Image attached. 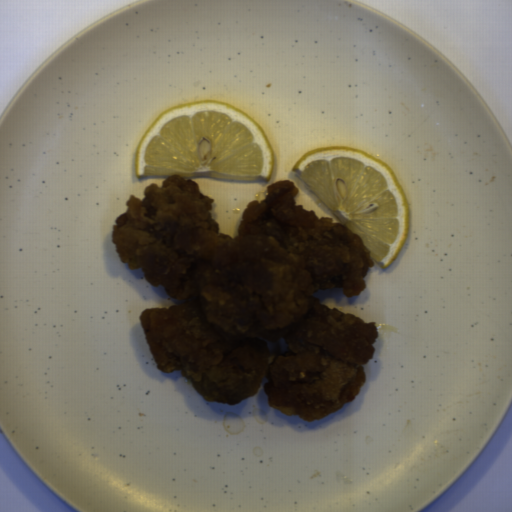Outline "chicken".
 I'll use <instances>...</instances> for the list:
<instances>
[{"mask_svg": "<svg viewBox=\"0 0 512 512\" xmlns=\"http://www.w3.org/2000/svg\"><path fill=\"white\" fill-rule=\"evenodd\" d=\"M299 187L279 180L243 211L237 235L220 234L213 197L177 174L130 195L111 242L129 269L185 301L139 314L163 373L180 371L206 401L228 406L255 395L263 379L270 408L304 422L355 401L374 359L376 322L330 309L314 292L366 287L374 268L363 239L297 204Z\"/></svg>", "mask_w": 512, "mask_h": 512, "instance_id": "1", "label": "chicken"}]
</instances>
